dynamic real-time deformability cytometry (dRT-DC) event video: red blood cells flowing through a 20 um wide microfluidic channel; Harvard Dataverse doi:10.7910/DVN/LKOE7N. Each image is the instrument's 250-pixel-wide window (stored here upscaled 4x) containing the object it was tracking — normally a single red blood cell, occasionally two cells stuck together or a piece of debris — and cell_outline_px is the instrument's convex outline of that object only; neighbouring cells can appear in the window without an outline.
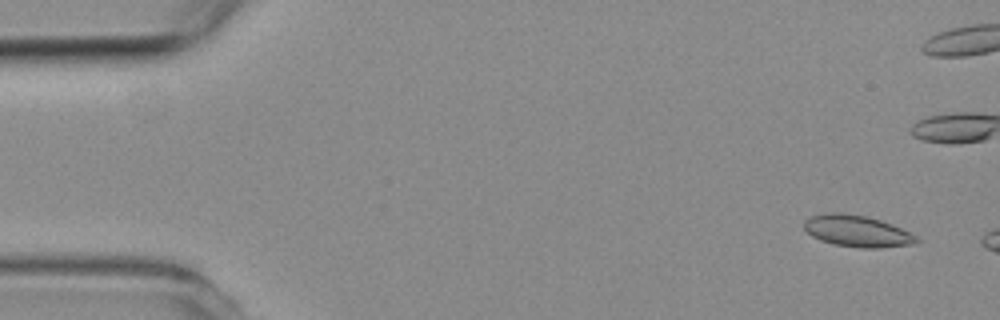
{"species": "common noctule bat (a hibernating species)", "species_latin": "Nyctalus noctula", "temperature_condition": "room temperature", "stored_images_in_passage": 3, "camera_frame_rate_fps": 3000, "um_per_image_px": 0.085, "animal": {"sex": "female", "body_mass_g": 19.3, "forearm_length_mm": 54.1}, "frame": {"image": 1, "passage_image": 1, "time_ms": 0.0, "image_size_px": [1000, 320], "cell_outline_px": [[920, 240], [916, 244], [880, 248], [860, 248], [832, 244], [820, 240], [812, 236], [804, 228], [804, 220], [808, 216], [828, 212], [840, 212], [868, 216], [892, 224], [916, 236]], "centroid_in_image_um": [72.83, 19.64], "position_along_channel_um": 12.2, "area_um2": 20.92}}